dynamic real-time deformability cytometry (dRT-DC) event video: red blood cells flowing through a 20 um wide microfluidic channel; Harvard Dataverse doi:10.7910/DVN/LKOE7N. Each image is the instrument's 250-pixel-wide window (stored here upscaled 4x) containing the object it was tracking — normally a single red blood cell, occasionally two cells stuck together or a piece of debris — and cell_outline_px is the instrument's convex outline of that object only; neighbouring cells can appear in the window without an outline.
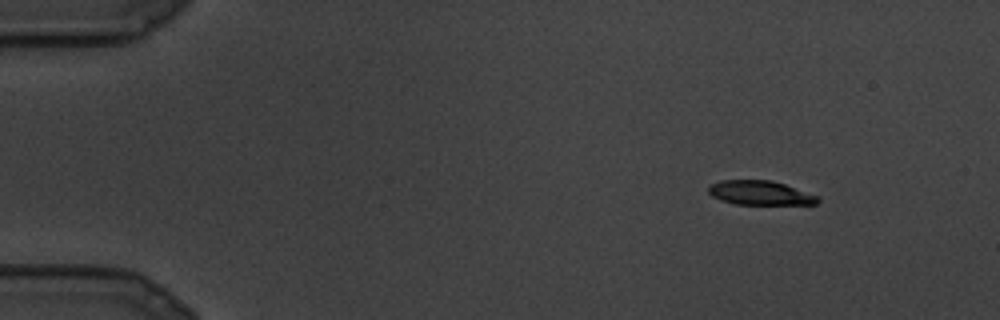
{"species": "common noctule bat (a hibernating species)", "species_latin": "Nyctalus noctula", "temperature_condition": "cold", "stored_images_in_passage": 11, "camera_frame_rate_fps": 3000, "um_per_image_px": 0.085, "animal": {"sex": "male", "body_mass_g": 19.5, "forearm_length_mm": 54.6}, "frame": {"image": 1, "passage_image": 2, "time_ms": 0.333, "image_size_px": [1000, 320], "cell_outline_px": [[820, 200], [816, 204], [736, 204], [720, 200], [712, 196], [708, 192], [708, 184], [720, 180], [772, 180], [820, 196]], "centroid_in_image_um": [64.59, 16.39], "position_along_channel_um": 20.4, "area_um2": 15.55}}
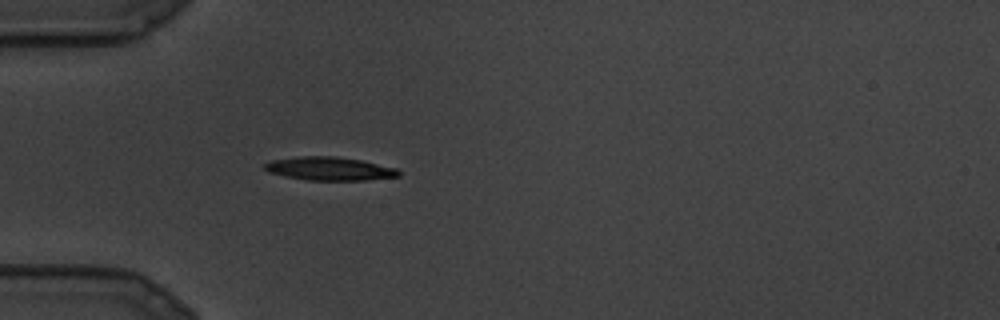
{"frame": {"image": 2, "passage_image": 7, "time_ms": 2.0, "image_size_px": [1000, 320], "cell_outline_px": [[400, 176], [364, 180], [308, 180], [284, 176], [268, 172], [264, 168], [264, 164], [272, 160], [296, 156], [336, 156], [360, 160], [396, 168], [400, 172]], "centroid_in_image_um": [27.98, 14.33], "position_along_channel_um": 57.0, "area_um2": 18.21}}
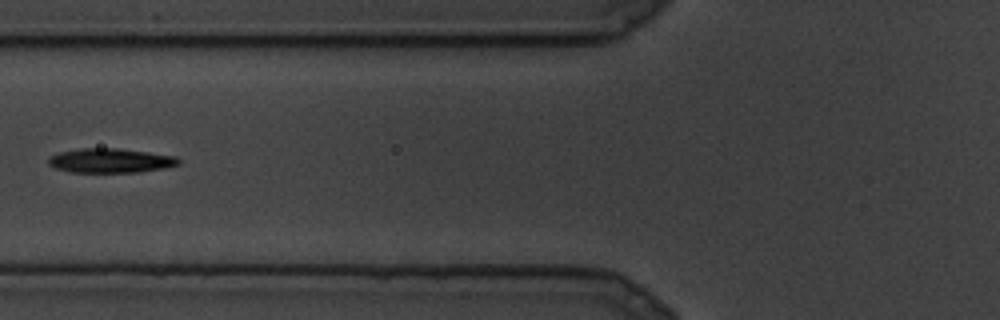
{"frame": {"image": 3, "passage_image": 10, "time_ms": 3.0, "image_size_px": [1000, 320], "cell_outline_px": [[180, 164], [164, 168], [136, 172], [72, 172], [56, 168], [48, 164], [48, 156], [60, 152], [80, 148], [116, 148], [148, 152], [176, 156], [180, 160]], "centroid_in_image_um": [9.38, 13.64], "position_along_channel_um": 116.4, "area_um2": 18.44}}